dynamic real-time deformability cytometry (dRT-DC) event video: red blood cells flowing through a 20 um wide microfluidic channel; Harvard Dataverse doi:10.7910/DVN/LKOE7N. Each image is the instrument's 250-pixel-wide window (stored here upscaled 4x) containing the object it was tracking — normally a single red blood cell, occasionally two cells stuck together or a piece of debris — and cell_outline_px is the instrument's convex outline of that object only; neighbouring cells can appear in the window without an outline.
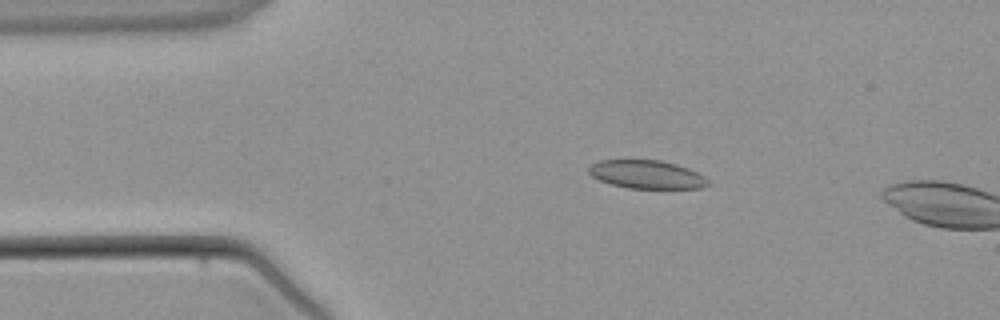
{"species": "common noctule bat (a hibernating species)", "species_latin": "Nyctalus noctula", "temperature_condition": "warm", "stored_images_in_passage": 3, "camera_frame_rate_fps": 3000, "um_per_image_px": 0.085, "animal": {"sex": "male", "body_mass_g": 21.5, "forearm_length_mm": 52.0}, "frame": {"image": 1, "passage_image": 2, "time_ms": 1.0, "image_size_px": [1000, 320], "cell_outline_px": [[708, 184], [700, 188], [628, 188], [612, 184], [600, 180], [592, 176], [588, 172], [588, 168], [592, 164], [600, 160], [660, 160], [676, 164], [688, 168], [704, 176], [708, 180]], "centroid_in_image_um": [54.95, 14.82], "position_along_channel_um": 30.0, "area_um2": 19.48}}